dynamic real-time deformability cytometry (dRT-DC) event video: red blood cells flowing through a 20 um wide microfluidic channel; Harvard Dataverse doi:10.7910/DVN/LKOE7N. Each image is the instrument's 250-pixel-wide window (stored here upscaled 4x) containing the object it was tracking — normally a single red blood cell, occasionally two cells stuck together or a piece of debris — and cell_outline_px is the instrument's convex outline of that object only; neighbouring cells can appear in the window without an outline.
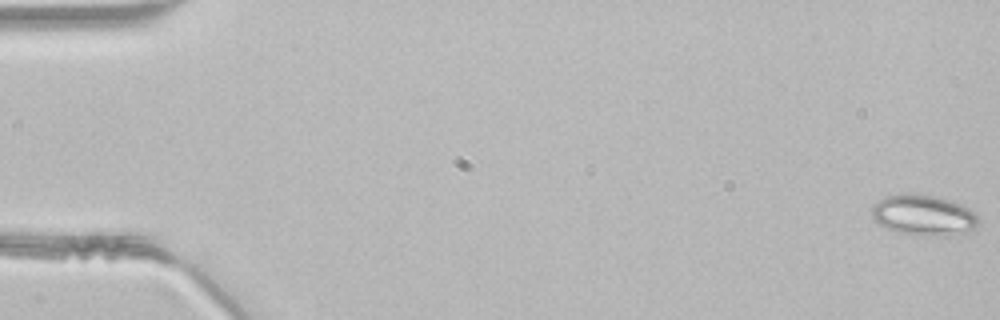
{"species": "common noctule bat (a hibernating species)", "species_latin": "Nyctalus noctula", "temperature_condition": "room temperature", "stored_images_in_passage": 48, "camera_frame_rate_fps": 3000, "um_per_image_px": 0.085, "animal": {"sex": "male", "body_mass_g": 21.5, "forearm_length_mm": 52.0}, "frame": {"image": 1, "passage_image": 1, "time_ms": 0.0, "image_size_px": [1000, 320], "cell_outline_px": [[976, 228], [968, 232], [944, 236], [920, 236], [896, 232], [884, 228], [872, 220], [872, 204], [888, 196], [904, 192], [916, 192], [936, 196], [952, 200], [964, 204], [976, 216]], "centroid_in_image_um": [78.46, 18.28], "position_along_channel_um": 6.5, "area_um2": 25.89}}
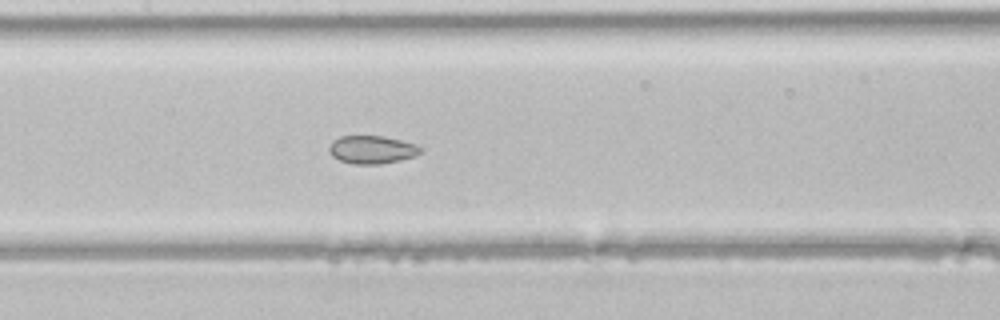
{"frame": {"image": 2, "passage_image": 23, "time_ms": 7.333, "image_size_px": [1000, 320], "cell_outline_px": [[420, 152], [416, 156], [400, 160], [380, 164], [352, 164], [340, 160], [332, 156], [328, 152], [328, 148], [332, 140], [340, 136], [384, 136], [400, 140], [412, 144], [420, 148]], "centroid_in_image_um": [31.55, 12.72], "position_along_channel_um": 175.9, "area_um2": 14.85}}
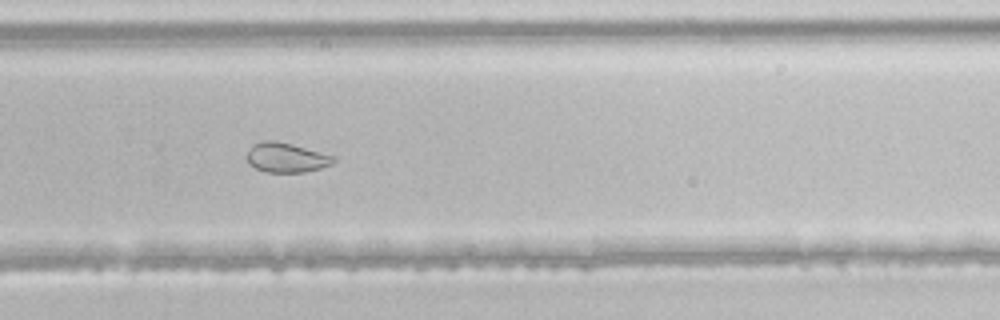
{"frame": {"image": 3, "passage_image": 32, "time_ms": 10.333, "image_size_px": [1000, 320], "cell_outline_px": [[336, 160], [332, 164], [320, 168], [304, 172], [268, 172], [256, 168], [248, 164], [244, 156], [248, 148], [252, 144], [264, 140], [276, 140], [292, 144], [336, 156]], "centroid_in_image_um": [24.29, 13.38], "position_along_channel_um": 305.5, "area_um2": 15.26}}